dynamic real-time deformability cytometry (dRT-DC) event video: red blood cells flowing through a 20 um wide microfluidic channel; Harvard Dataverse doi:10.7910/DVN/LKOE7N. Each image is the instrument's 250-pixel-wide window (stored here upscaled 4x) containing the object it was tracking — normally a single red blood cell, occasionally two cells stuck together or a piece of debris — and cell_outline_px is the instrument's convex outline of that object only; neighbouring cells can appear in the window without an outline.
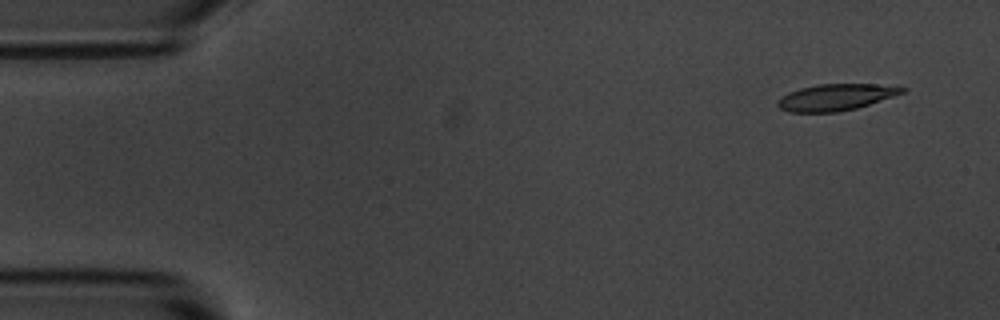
{"species": "common noctule bat (a hibernating species)", "species_latin": "Nyctalus noctula", "temperature_condition": "room temperature", "stored_images_in_passage": 14, "camera_frame_rate_fps": 3000, "um_per_image_px": 0.085, "animal": {"sex": "male", "body_mass_g": 20.1, "forearm_length_mm": 53.5}, "frame": {"image": 1, "passage_image": 1, "time_ms": 0.0, "image_size_px": [1000, 320], "cell_outline_px": [[908, 88], [904, 92], [856, 108], [836, 112], [788, 112], [780, 108], [776, 104], [776, 100], [780, 96], [788, 92], [800, 88], [816, 84], [876, 84]], "centroid_in_image_um": [70.96, 8.26], "position_along_channel_um": 14.0, "area_um2": 19.13}}
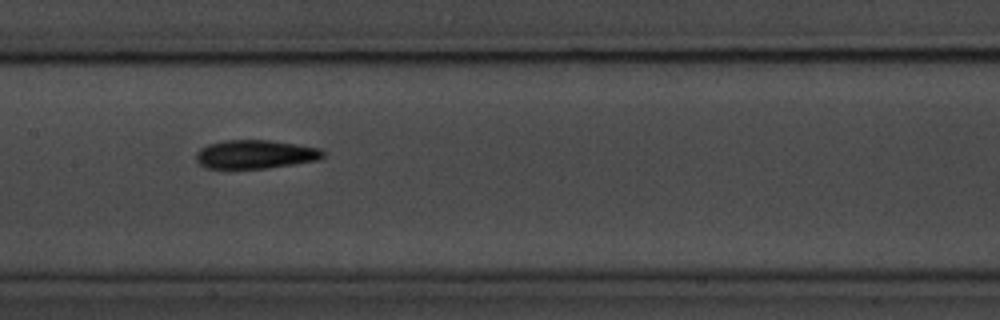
{"frame": {"image": 2, "passage_image": 7, "time_ms": 7.667, "image_size_px": [1000, 320], "cell_outline_px": [[324, 156], [320, 160], [268, 168], [224, 172], [204, 168], [196, 160], [196, 152], [200, 148], [208, 144], [224, 140], [268, 140], [296, 144], [320, 148], [324, 152]], "centroid_in_image_um": [21.62, 13.17], "position_along_channel_um": 185.8, "area_um2": 22.2}}
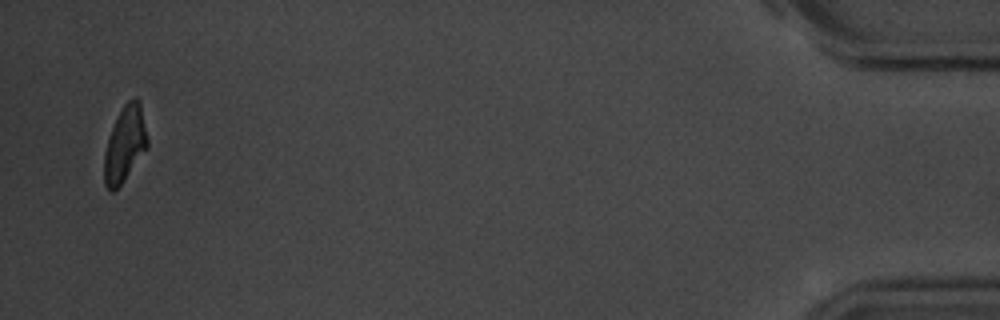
{"frame": {"image": 3, "passage_image": 14, "time_ms": 16.667, "image_size_px": [1000, 320], "cell_outline_px": [[148, 148], [124, 180], [112, 192], [104, 184], [104, 152], [108, 136], [124, 104], [128, 100], [136, 96], [140, 100], [148, 140]], "centroid_in_image_um": [10.62, 12.23], "position_along_channel_um": 424.6, "area_um2": 19.02}, "authors_computed_cell_mechanics": {"area_um2": 20.3167, "velocity_mm_per_s": 3.6181, "shape_relaxation_time_tau1_ms": 2.8763, "shape_relaxation_time_tau2_ms": 6.1747, "deformation_change_tau1": 0.1221, "deformation_change_tau2": 0.1385}}